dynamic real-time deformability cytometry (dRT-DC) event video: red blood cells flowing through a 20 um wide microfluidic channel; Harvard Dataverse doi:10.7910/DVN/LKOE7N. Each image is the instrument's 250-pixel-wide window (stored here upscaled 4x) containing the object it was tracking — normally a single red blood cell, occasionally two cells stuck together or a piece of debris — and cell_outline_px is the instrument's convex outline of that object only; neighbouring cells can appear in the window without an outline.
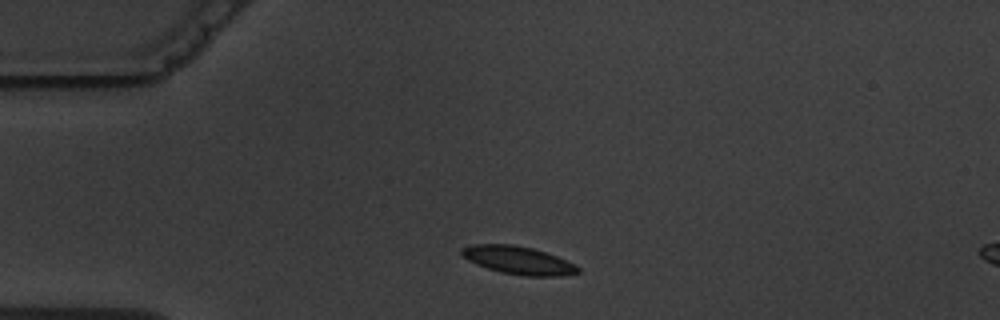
{"species": "common noctule bat (a hibernating species)", "species_latin": "Nyctalus noctula", "temperature_condition": "warm", "stored_images_in_passage": 3, "camera_frame_rate_fps": 3000, "um_per_image_px": 0.085, "animal": {"sex": "male", "body_mass_g": 19.5, "forearm_length_mm": 54.6}, "frame": {"image": 1, "passage_image": 1, "time_ms": 0.0, "image_size_px": [1000, 320], "cell_outline_px": [[580, 272], [560, 276], [524, 276], [500, 272], [476, 264], [468, 260], [460, 252], [460, 248], [472, 244], [512, 244], [532, 248], [556, 256], [576, 264], [580, 268]], "centroid_in_image_um": [44.05, 22.12], "position_along_channel_um": 40.9, "area_um2": 18.96}}